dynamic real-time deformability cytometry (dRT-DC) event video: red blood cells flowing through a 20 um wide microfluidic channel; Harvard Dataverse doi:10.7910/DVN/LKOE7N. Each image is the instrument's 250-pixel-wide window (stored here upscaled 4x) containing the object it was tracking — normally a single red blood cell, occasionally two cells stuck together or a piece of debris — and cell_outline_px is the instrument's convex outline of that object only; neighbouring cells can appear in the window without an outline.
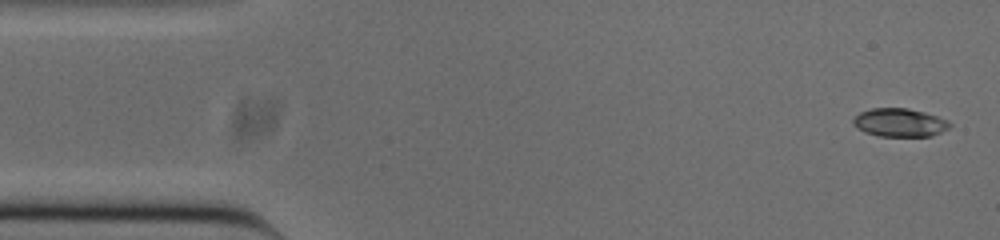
{"species": "common noctule bat (a hibernating species)", "species_latin": "Nyctalus noctula", "temperature_condition": "cold", "stored_images_in_passage": 52, "camera_frame_rate_fps": 3000, "um_per_image_px": 0.085, "animal": {"sex": "male", "body_mass_g": 20.0, "forearm_length_mm": 53.3}, "frame": {"image": 1, "passage_image": 2, "time_ms": 0.333, "image_size_px": [1000, 240], "cell_outline_px": [[952, 124], [948, 128], [932, 136], [880, 136], [864, 132], [856, 128], [852, 124], [852, 120], [860, 112], [872, 108], [908, 108], [924, 112], [948, 120]], "centroid_in_image_um": [76.45, 10.42], "position_along_channel_um": 8.6, "area_um2": 15.95}}
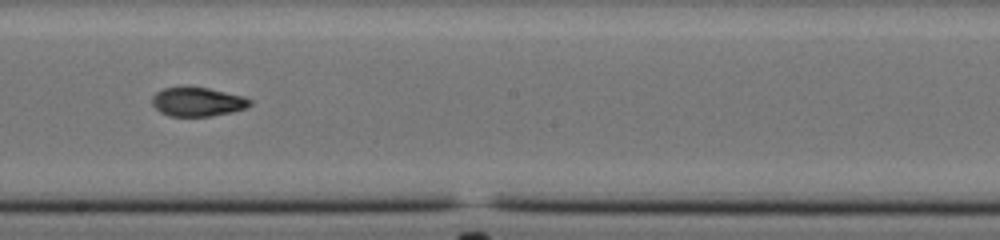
{"frame": {"image": 2, "passage_image": 28, "time_ms": 9.0, "image_size_px": [1000, 240], "cell_outline_px": [[252, 104], [244, 108], [232, 112], [212, 116], [168, 116], [160, 112], [152, 104], [152, 96], [156, 92], [164, 88], [184, 84], [208, 88], [244, 96], [252, 100]], "centroid_in_image_um": [16.76, 8.62], "position_along_channel_um": 231.4, "area_um2": 16.99}}
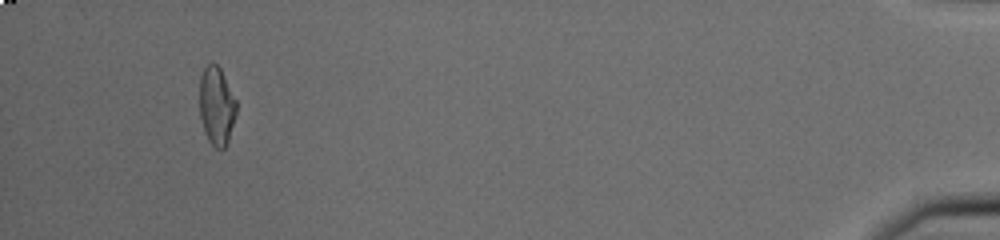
{"frame": {"image": 3, "passage_image": 49, "time_ms": 16.0, "image_size_px": [1000, 240], "cell_outline_px": [[236, 112], [228, 144], [224, 148], [216, 148], [208, 140], [200, 116], [200, 76], [204, 68], [212, 60], [220, 68], [236, 100]], "centroid_in_image_um": [18.41, 8.99], "position_along_channel_um": 416.8, "area_um2": 16.7}, "authors_computed_cell_mechanics": {"area_um2": 16.6753, "velocity_mm_per_s": 3.844, "shape_relaxation_time_tau1_ms": 5.7455, "shape_relaxation_time_tau2_ms": 1.3105, "deformation_change_tau1": 0.1938, "deformation_change_tau2": 0.059}}